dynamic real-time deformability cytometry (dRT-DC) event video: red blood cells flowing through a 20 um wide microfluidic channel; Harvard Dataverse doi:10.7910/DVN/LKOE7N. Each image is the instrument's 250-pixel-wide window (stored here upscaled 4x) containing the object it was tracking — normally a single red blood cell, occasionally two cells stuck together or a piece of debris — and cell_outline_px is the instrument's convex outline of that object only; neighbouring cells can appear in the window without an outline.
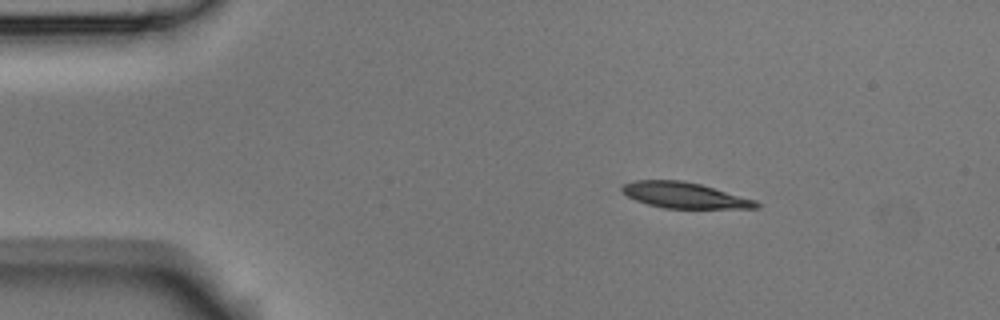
{"species": "Egyptian fruit bat (a non-hibernating species)", "species_latin": "Rousettus aegyptiacus", "temperature_condition": "room temperature", "stored_images_in_passage": 6, "segment_of_instrument_passage": [1, 2], "camera_frame_rate_fps": 3000, "um_per_image_px": 0.085, "animal": {"sex": "male"}, "frame": {"image": 1, "passage_image": 3, "time_ms": 0.667, "image_size_px": [1000, 320], "cell_outline_px": [[760, 208], [664, 208], [648, 204], [636, 200], [628, 196], [620, 188], [624, 184], [636, 180], [680, 180], [700, 184], [756, 200], [760, 204]], "centroid_in_image_um": [58.19, 16.6], "position_along_channel_um": 26.8, "area_um2": 19.94}}
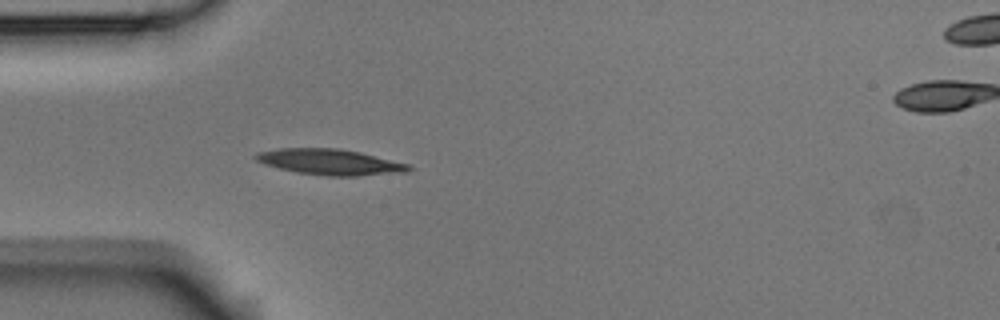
{"frame": {"image": 2, "passage_image": 5, "time_ms": 1.333, "image_size_px": [1000, 320], "cell_outline_px": [[412, 168], [408, 172], [356, 176], [328, 176], [296, 172], [264, 164], [256, 160], [252, 156], [256, 152], [276, 148], [340, 148], [360, 152], [412, 164]], "centroid_in_image_um": [28.07, 13.76], "position_along_channel_um": 56.9, "area_um2": 23.29}}